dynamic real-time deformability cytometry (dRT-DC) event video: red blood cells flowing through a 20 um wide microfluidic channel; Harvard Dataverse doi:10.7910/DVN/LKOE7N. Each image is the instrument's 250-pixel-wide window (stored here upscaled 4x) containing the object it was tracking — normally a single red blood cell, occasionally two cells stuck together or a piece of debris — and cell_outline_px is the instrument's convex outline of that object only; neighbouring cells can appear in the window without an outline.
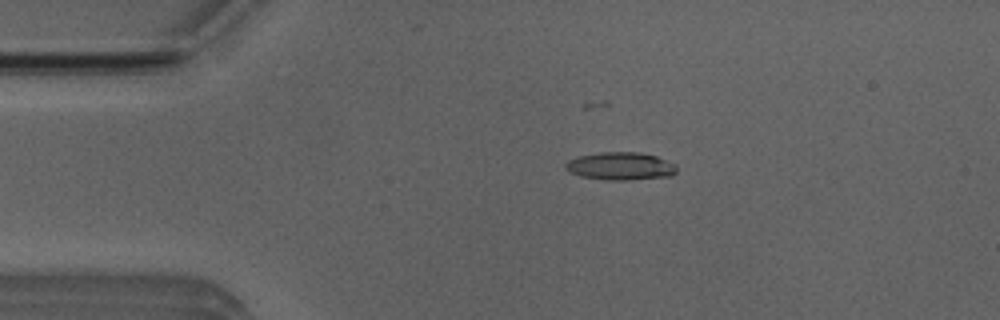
{"species": "Egyptian fruit bat (a non-hibernating species)", "species_latin": "Rousettus aegyptiacus", "temperature_condition": "room temperature", "stored_images_in_passage": 47, "camera_frame_rate_fps": 3000, "um_per_image_px": 0.085, "animal": {"sex": "male"}, "frame": {"image": 1, "passage_image": 5, "time_ms": 1.333, "image_size_px": [1000, 320], "cell_outline_px": [[676, 172], [672, 176], [628, 180], [604, 180], [580, 176], [568, 172], [564, 168], [564, 164], [568, 160], [580, 156], [600, 152], [640, 152], [656, 156], [676, 164]], "centroid_in_image_um": [52.72, 14.13], "position_along_channel_um": 32.3, "area_um2": 18.21}}
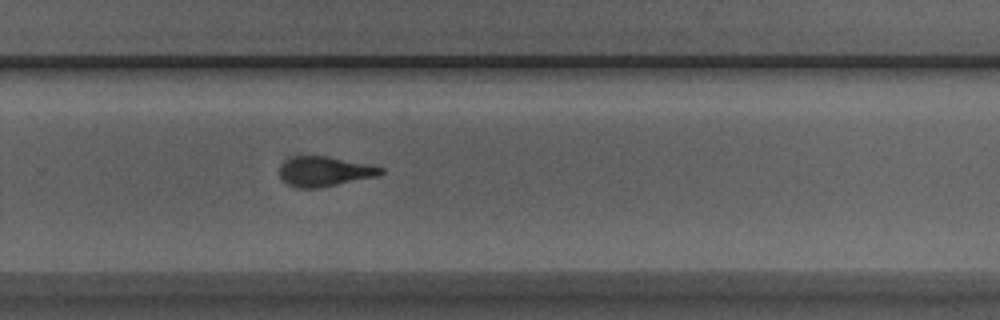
{"frame": {"image": 2, "passage_image": 29, "time_ms": 9.333, "image_size_px": [1000, 320], "cell_outline_px": [[384, 172], [380, 176], [320, 188], [296, 188], [288, 184], [280, 176], [280, 164], [288, 156], [328, 156], [384, 168]], "centroid_in_image_um": [27.57, 14.57], "position_along_channel_um": 302.2, "area_um2": 17.8}}
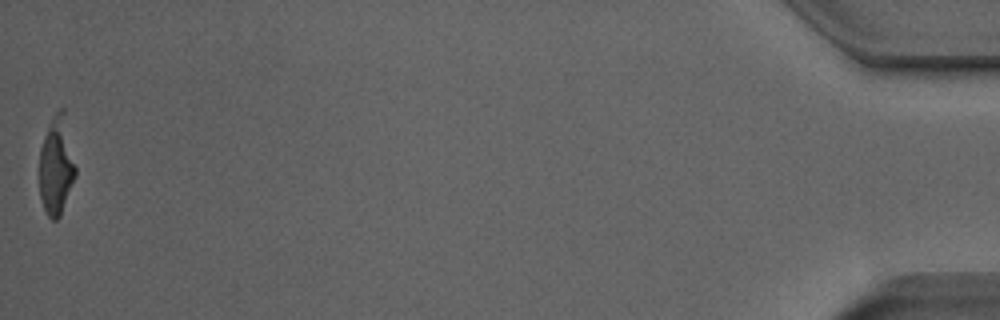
{"frame": {"image": 3, "passage_image": 47, "time_ms": 15.333, "image_size_px": [1000, 320], "cell_outline_px": [[76, 176], [60, 216], [56, 220], [52, 220], [48, 216], [44, 208], [40, 196], [40, 148], [48, 124], [56, 112], [60, 108], [64, 108], [76, 168]], "centroid_in_image_um": [4.8, 14.09], "position_along_channel_um": 430.4, "area_um2": 20.63}}